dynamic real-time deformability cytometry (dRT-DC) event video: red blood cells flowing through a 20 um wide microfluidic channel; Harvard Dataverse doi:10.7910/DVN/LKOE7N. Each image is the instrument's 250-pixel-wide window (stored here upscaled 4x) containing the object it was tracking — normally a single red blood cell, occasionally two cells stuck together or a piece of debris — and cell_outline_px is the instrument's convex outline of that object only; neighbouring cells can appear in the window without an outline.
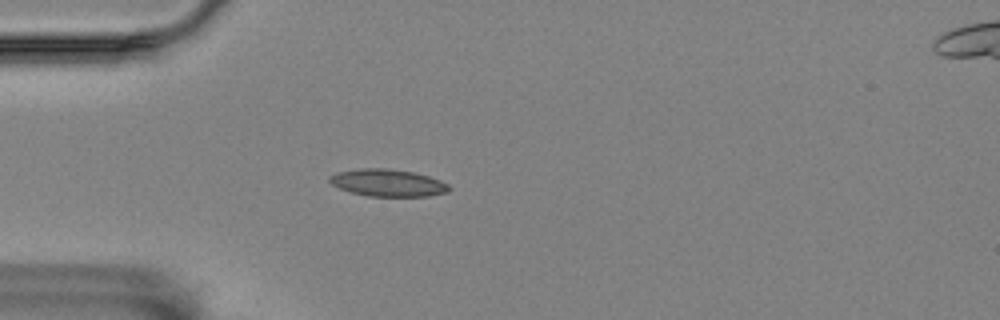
{"species": "Egyptian fruit bat (a non-hibernating species)", "species_latin": "Rousettus aegyptiacus", "temperature_condition": "room temperature", "stored_images_in_passage": 6, "camera_frame_rate_fps": 3000, "um_per_image_px": 0.085, "animal": {"sex": "female"}, "frame": {"image": 1, "passage_image": 5, "time_ms": 1.333, "image_size_px": [1000, 320], "cell_outline_px": [[452, 188], [448, 192], [428, 196], [368, 196], [352, 192], [340, 188], [332, 184], [328, 180], [328, 176], [336, 172], [360, 168], [388, 168], [412, 172], [428, 176], [440, 180], [448, 184]], "centroid_in_image_um": [32.96, 15.53], "position_along_channel_um": 52.0, "area_um2": 18.96}}